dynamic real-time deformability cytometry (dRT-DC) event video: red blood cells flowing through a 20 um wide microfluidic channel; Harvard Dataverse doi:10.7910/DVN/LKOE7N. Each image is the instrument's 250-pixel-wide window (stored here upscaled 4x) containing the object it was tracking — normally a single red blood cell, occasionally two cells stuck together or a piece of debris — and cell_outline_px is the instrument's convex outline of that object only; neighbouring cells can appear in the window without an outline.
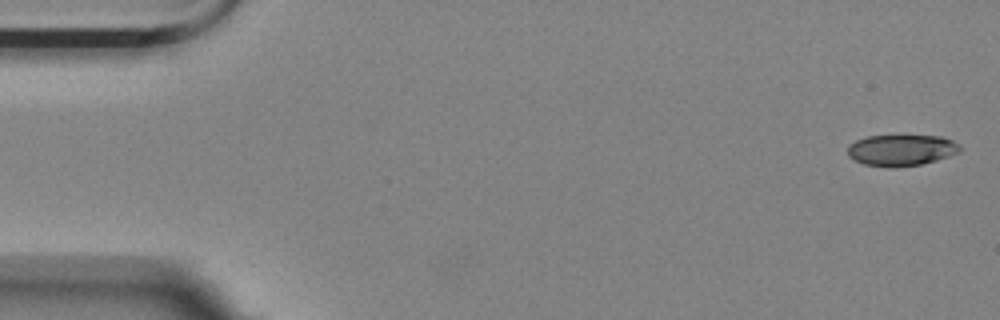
{"species": "Egyptian fruit bat (a non-hibernating species)", "species_latin": "Rousettus aegyptiacus", "temperature_condition": "room temperature", "stored_images_in_passage": 5, "camera_frame_rate_fps": 3000, "um_per_image_px": 0.085, "animal": {"sex": "female"}, "frame": {"image": 1, "passage_image": 1, "time_ms": 0.0, "image_size_px": [1000, 320], "cell_outline_px": [[960, 152], [936, 160], [920, 164], [896, 168], [888, 168], [864, 164], [848, 156], [848, 144], [856, 140], [868, 136], [940, 136], [952, 140], [960, 144]], "centroid_in_image_um": [76.6, 12.77], "position_along_channel_um": 8.4, "area_um2": 20.46}}
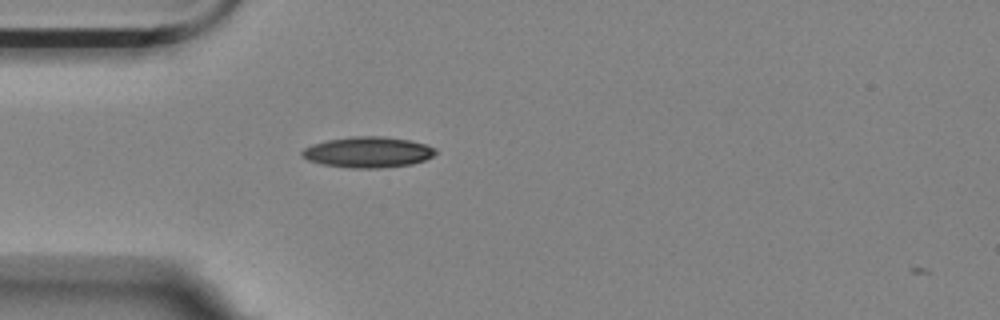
{"frame": {"image": 2, "passage_image": 5, "time_ms": 4.667, "image_size_px": [1000, 320], "cell_outline_px": [[436, 152], [432, 156], [424, 160], [412, 164], [380, 168], [352, 168], [324, 164], [308, 160], [300, 156], [300, 152], [304, 148], [312, 144], [328, 140], [356, 136], [380, 136], [408, 140], [424, 144], [436, 148]], "centroid_in_image_um": [31.25, 12.94], "position_along_channel_um": 53.7, "area_um2": 23.76}}